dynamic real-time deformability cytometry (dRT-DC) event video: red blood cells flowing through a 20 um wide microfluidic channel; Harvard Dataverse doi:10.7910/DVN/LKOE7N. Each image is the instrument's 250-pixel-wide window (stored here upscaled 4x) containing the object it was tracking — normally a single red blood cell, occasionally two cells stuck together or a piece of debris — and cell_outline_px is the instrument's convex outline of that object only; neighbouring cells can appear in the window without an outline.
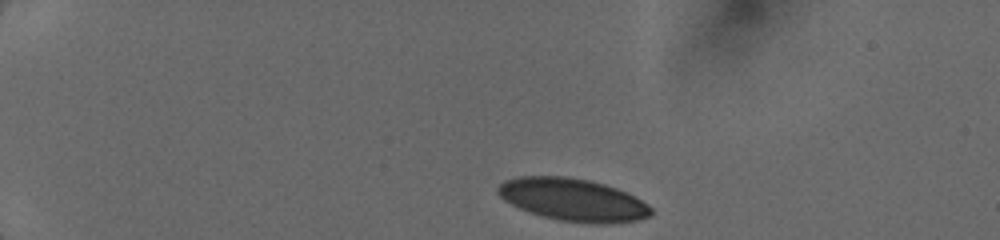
{"species": "human", "species_latin": "Homo sapiens", "temperature_condition": "cold", "stored_images_in_passage": 5, "camera_frame_rate_fps": 3000, "um_per_image_px": 0.085, "donor": {"sex": "female"}, "frame": {"image": 1, "passage_image": 1, "time_ms": 0.0, "image_size_px": [1000, 240], "cell_outline_px": [[652, 216], [636, 220], [608, 224], [596, 224], [560, 220], [544, 216], [520, 208], [504, 200], [496, 192], [496, 188], [504, 180], [520, 176], [564, 176], [588, 180], [604, 184], [628, 192], [648, 204], [652, 208]], "centroid_in_image_um": [48.72, 16.97], "position_along_channel_um": 36.3, "area_um2": 37.92}}
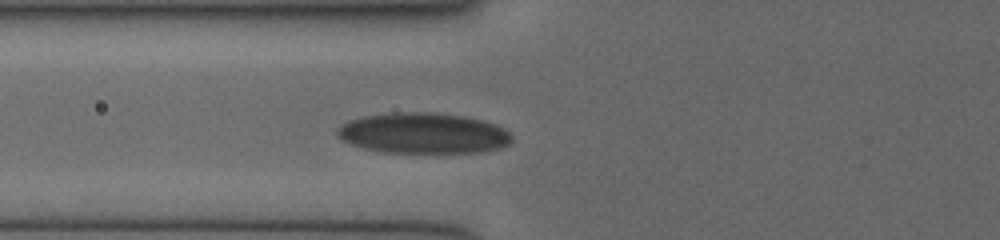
{"frame": {"image": 2, "passage_image": 5, "time_ms": 3.333, "image_size_px": [1000, 240], "cell_outline_px": [[512, 140], [508, 144], [500, 148], [484, 152], [380, 152], [364, 148], [340, 140], [336, 136], [336, 128], [340, 124], [348, 120], [364, 116], [396, 112], [432, 112], [464, 116], [484, 120], [496, 124], [504, 128], [512, 136]], "centroid_in_image_um": [35.95, 11.31], "position_along_channel_um": 89.8, "area_um2": 41.67}}